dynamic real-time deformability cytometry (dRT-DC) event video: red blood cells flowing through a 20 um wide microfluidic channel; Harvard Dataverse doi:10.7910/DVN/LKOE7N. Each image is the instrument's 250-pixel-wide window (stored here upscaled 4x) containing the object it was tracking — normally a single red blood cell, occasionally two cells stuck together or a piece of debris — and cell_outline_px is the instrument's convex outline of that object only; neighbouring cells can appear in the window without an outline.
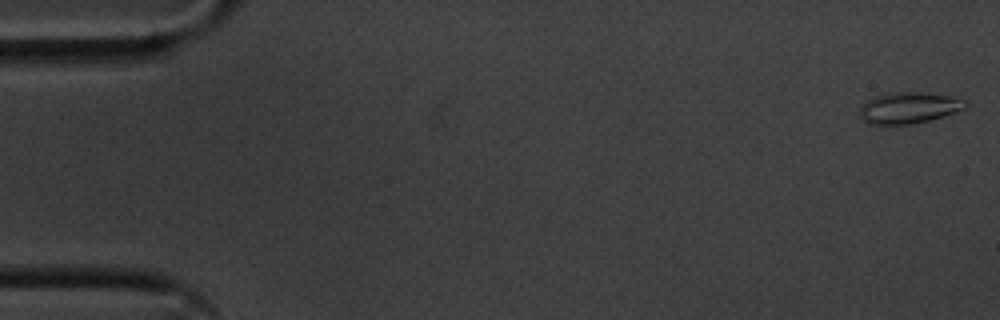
{"species": "common noctule bat (a hibernating species)", "species_latin": "Nyctalus noctula", "temperature_condition": "cold", "stored_images_in_passage": 55, "camera_frame_rate_fps": 3000, "um_per_image_px": 0.085, "animal": {"sex": "male", "body_mass_g": 20.1, "forearm_length_mm": 53.5}, "frame": {"image": 1, "passage_image": 1, "time_ms": 0.0, "image_size_px": [1000, 320], "cell_outline_px": [[968, 108], [956, 112], [928, 120], [912, 124], [868, 124], [860, 116], [860, 108], [868, 100], [876, 96], [888, 92], [916, 92], [948, 96], [968, 100]], "centroid_in_image_um": [77.28, 9.16], "position_along_channel_um": 7.7, "area_um2": 19.13}}
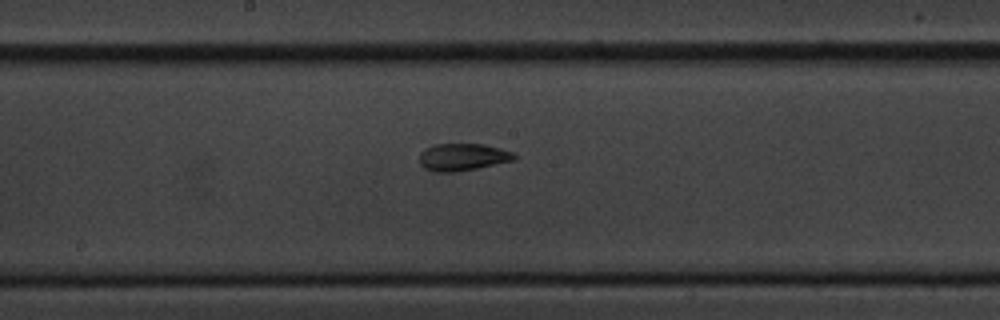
{"frame": {"image": 2, "passage_image": 29, "time_ms": 9.333, "image_size_px": [1000, 320], "cell_outline_px": [[516, 156], [512, 160], [476, 168], [452, 172], [436, 172], [424, 168], [420, 164], [420, 152], [424, 148], [436, 144], [484, 144], [500, 148], [512, 152]], "centroid_in_image_um": [39.27, 13.34], "position_along_channel_um": 208.9, "area_um2": 14.85}}
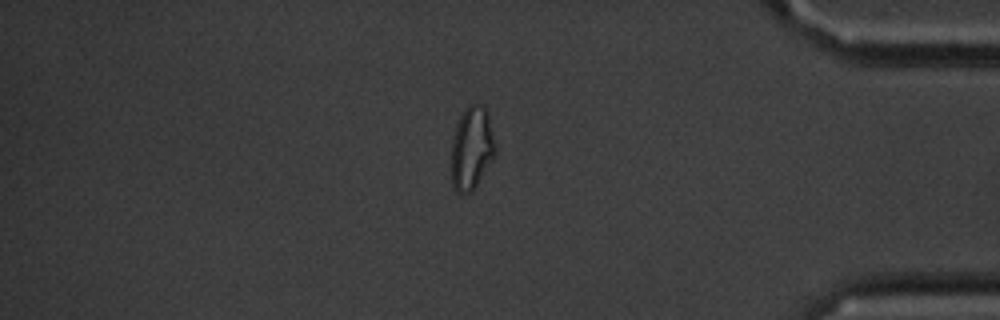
{"frame": {"image": 3, "passage_image": 47, "time_ms": 15.333, "image_size_px": [1000, 320], "cell_outline_px": [[496, 152], [492, 160], [472, 192], [456, 192], [452, 184], [452, 140], [456, 124], [460, 116], [468, 104], [476, 100], [488, 112], [496, 144]], "centroid_in_image_um": [40.11, 12.54], "position_along_channel_um": 395.1, "area_um2": 21.44}, "authors_computed_cell_mechanics": {"area_um2": 16.2996, "velocity_mm_per_s": 3.5966, "shape_relaxation_time_tau1_ms": 5.5155, "shape_relaxation_time_tau2_ms": 2.4074, "deformation_change_tau1": 0.188, "deformation_change_tau2": 0.1046}}